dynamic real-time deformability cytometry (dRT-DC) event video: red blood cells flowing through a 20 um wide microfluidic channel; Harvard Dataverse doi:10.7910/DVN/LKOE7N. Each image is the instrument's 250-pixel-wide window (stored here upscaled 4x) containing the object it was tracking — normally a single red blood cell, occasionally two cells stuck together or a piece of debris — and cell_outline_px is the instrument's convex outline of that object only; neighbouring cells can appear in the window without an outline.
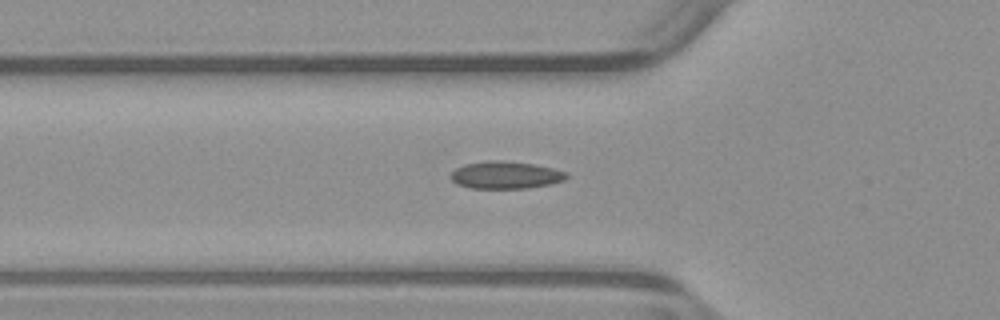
{"species": "common noctule bat (a hibernating species)", "species_latin": "Nyctalus noctula", "temperature_condition": "warm", "stored_images_in_passage": 46, "camera_frame_rate_fps": 3000, "um_per_image_px": 0.085, "animal": {"sex": "male", "body_mass_g": 23.1, "forearm_length_mm": 52.7}, "frame": {"image": 1, "passage_image": 18, "time_ms": 5.667, "image_size_px": [1000, 320], "cell_outline_px": [[568, 176], [564, 180], [552, 184], [528, 188], [468, 188], [456, 184], [448, 176], [456, 168], [464, 164], [484, 160], [504, 160], [532, 164], [552, 168], [568, 172]], "centroid_in_image_um": [42.95, 14.87], "position_along_channel_um": 82.9, "area_um2": 18.73}}
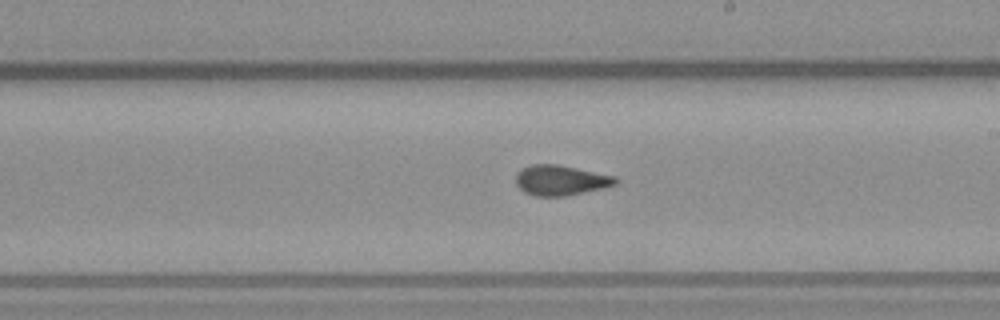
{"frame": {"image": 2, "passage_image": 30, "time_ms": 9.667, "image_size_px": [1000, 320], "cell_outline_px": [[620, 180], [616, 184], [604, 188], [568, 196], [536, 196], [524, 192], [516, 184], [516, 172], [520, 168], [532, 164], [556, 164], [616, 176]], "centroid_in_image_um": [47.66, 15.32], "position_along_channel_um": 241.3, "area_um2": 17.74}}
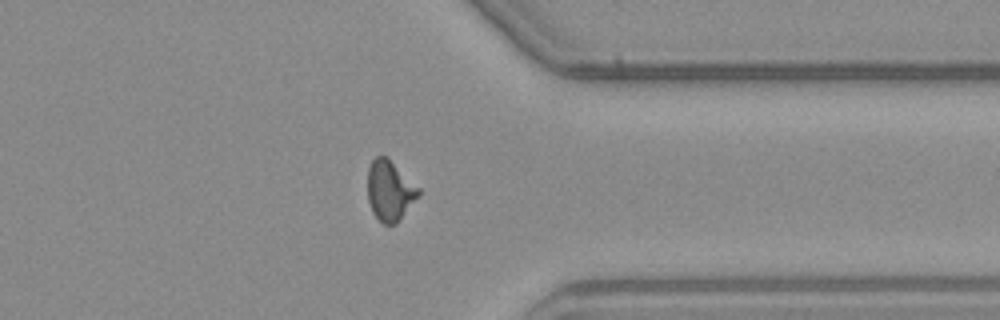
{"frame": {"image": 3, "passage_image": 41, "time_ms": 13.333, "image_size_px": [1000, 320], "cell_outline_px": [[420, 192], [396, 224], [384, 224], [372, 212], [368, 200], [368, 168], [372, 160], [376, 156], [384, 156], [420, 188]], "centroid_in_image_um": [33.1, 16.21], "position_along_channel_um": 378.3, "area_um2": 17.28}}